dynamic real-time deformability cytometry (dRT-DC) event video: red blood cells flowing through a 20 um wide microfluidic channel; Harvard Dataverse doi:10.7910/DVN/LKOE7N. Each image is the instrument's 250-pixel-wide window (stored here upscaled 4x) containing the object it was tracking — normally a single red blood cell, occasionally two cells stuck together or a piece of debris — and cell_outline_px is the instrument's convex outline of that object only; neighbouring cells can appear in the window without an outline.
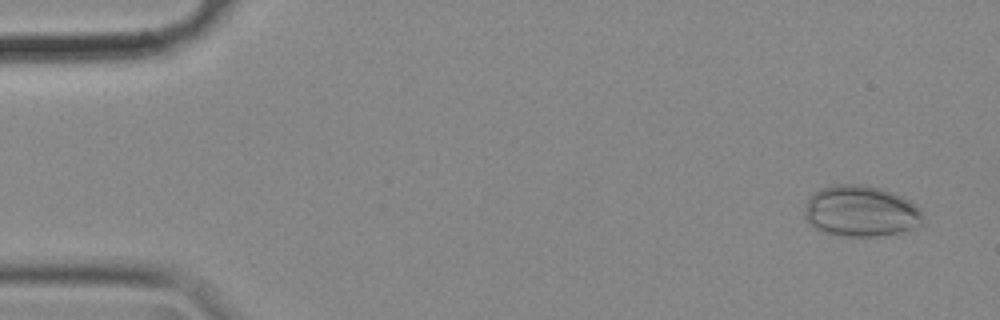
{"species": "common noctule bat (a hibernating species)", "species_latin": "Nyctalus noctula", "temperature_condition": "cold", "stored_images_in_passage": 54, "camera_frame_rate_fps": 3000, "um_per_image_px": 0.085, "animal": {"sex": "female", "body_mass_g": 18.4}, "frame": {"image": 1, "passage_image": 1, "time_ms": 0.0, "image_size_px": [1000, 320], "cell_outline_px": [[924, 216], [920, 224], [908, 232], [880, 236], [844, 236], [824, 232], [816, 228], [804, 216], [804, 208], [808, 200], [820, 188], [836, 184], [864, 184], [880, 188], [892, 192], [916, 204], [920, 208]], "centroid_in_image_um": [73.21, 17.95], "position_along_channel_um": 11.8, "area_um2": 35.37}}
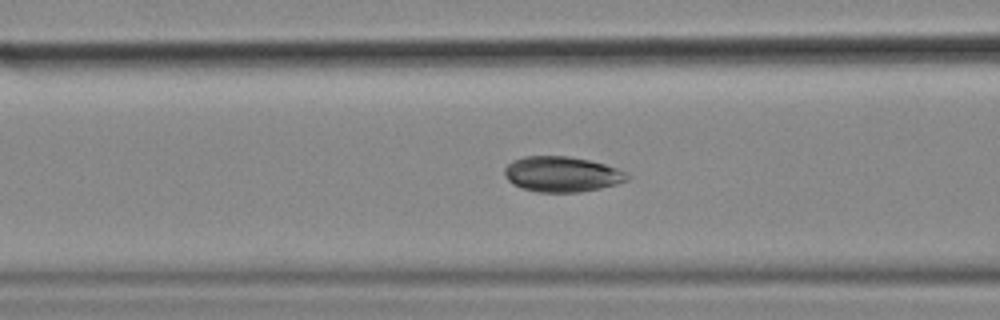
{"frame": {"image": 2, "passage_image": 20, "time_ms": 6.333, "image_size_px": [1000, 320], "cell_outline_px": [[632, 176], [628, 180], [616, 184], [600, 188], [580, 192], [536, 192], [512, 184], [504, 176], [504, 168], [512, 160], [524, 156], [568, 156], [588, 160], [604, 164], [616, 168]], "centroid_in_image_um": [47.74, 14.8], "position_along_channel_um": 118.9, "area_um2": 25.32}}
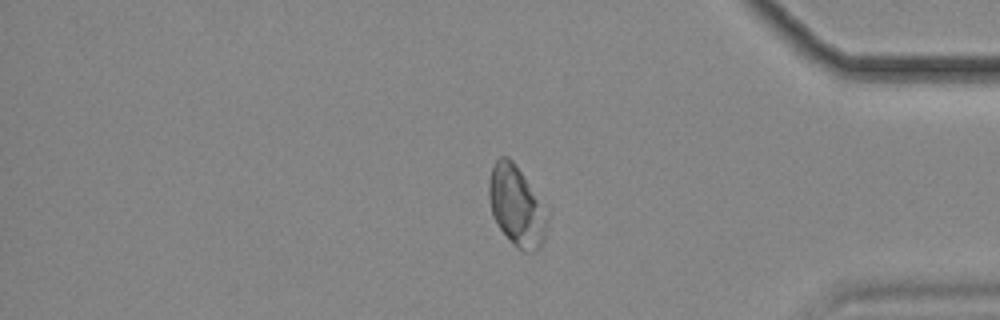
{"frame": {"image": 3, "passage_image": 45, "time_ms": 14.667, "image_size_px": [1000, 320], "cell_outline_px": [[552, 208], [544, 240], [540, 248], [532, 252], [524, 252], [516, 248], [512, 244], [496, 224], [492, 216], [488, 196], [488, 180], [492, 164], [500, 156], [508, 156], [512, 160]], "centroid_in_image_um": [43.98, 17.5], "position_along_channel_um": 391.2, "area_um2": 28.96}, "authors_computed_cell_mechanics": {"area_um2": 27.3972, "velocity_mm_per_s": 3.5441, "shape_relaxation_time_tau1_ms": null, "shape_relaxation_time_tau2_ms": 1.6598, "deformation_change_tau1": null, "deformation_change_tau2": 0.0532}}